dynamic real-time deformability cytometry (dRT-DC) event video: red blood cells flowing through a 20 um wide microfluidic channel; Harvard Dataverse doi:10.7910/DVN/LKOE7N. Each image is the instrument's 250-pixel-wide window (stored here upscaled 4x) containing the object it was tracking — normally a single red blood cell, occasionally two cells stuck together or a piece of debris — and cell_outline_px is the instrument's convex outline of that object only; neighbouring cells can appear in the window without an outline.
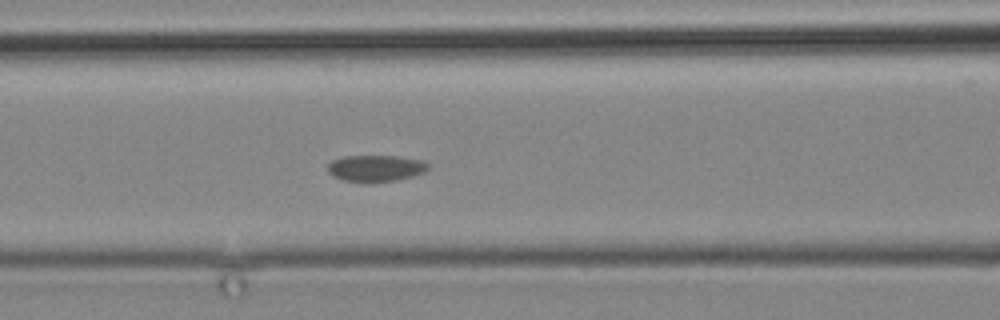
{"species": "common noctule bat (a hibernating species)", "species_latin": "Nyctalus noctula", "temperature_condition": "cold", "stored_images_in_passage": 3, "camera_frame_rate_fps": 3000, "um_per_image_px": 0.085, "animal": {"sex": "male", "body_mass_g": 19.2, "forearm_length_mm": 51.8}, "frame": {"image": 1, "passage_image": 3, "time_ms": 2.333, "image_size_px": [1000, 320], "cell_outline_px": [[428, 168], [424, 172], [412, 176], [396, 180], [368, 184], [344, 180], [332, 176], [328, 172], [328, 164], [332, 160], [344, 156], [396, 156], [424, 160], [428, 164]], "centroid_in_image_um": [31.91, 14.32], "position_along_channel_um": 134.7, "area_um2": 15.78}}